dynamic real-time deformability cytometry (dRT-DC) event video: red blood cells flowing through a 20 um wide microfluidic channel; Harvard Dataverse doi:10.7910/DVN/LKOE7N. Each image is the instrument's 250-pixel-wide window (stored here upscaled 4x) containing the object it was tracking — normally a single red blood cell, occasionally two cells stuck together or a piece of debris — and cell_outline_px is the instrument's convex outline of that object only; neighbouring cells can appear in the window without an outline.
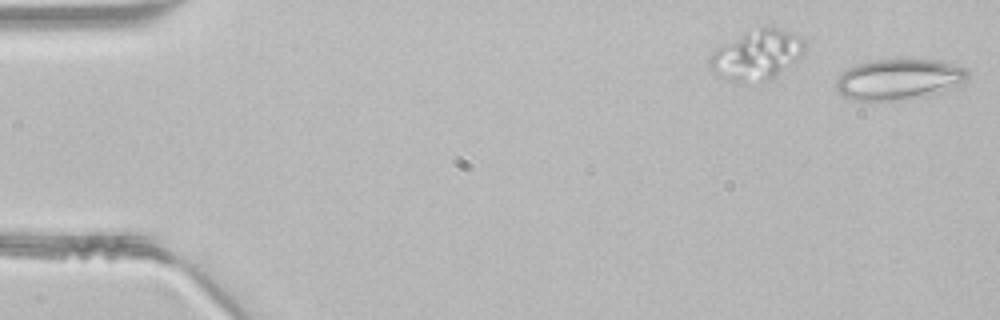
{"species": "common noctule bat (a hibernating species)", "species_latin": "Nyctalus noctula", "temperature_condition": "room temperature", "stored_images_in_passage": 5, "segment_of_instrument_passage": [2, 2], "camera_frame_rate_fps": 3000, "um_per_image_px": 0.085, "animal": {"sex": "male", "body_mass_g": 21.5, "forearm_length_mm": 52.0}, "frame": {"image": 1, "passage_image": 5, "time_ms": 1.333, "image_size_px": [1000, 320], "cell_outline_px": [[968, 76], [964, 84], [940, 92], [924, 96], [904, 100], [856, 100], [844, 96], [836, 88], [836, 80], [848, 68], [856, 64], [876, 60], [940, 60], [968, 68]], "centroid_in_image_um": [76.47, 6.74], "position_along_channel_um": 8.5, "area_um2": 31.21}}